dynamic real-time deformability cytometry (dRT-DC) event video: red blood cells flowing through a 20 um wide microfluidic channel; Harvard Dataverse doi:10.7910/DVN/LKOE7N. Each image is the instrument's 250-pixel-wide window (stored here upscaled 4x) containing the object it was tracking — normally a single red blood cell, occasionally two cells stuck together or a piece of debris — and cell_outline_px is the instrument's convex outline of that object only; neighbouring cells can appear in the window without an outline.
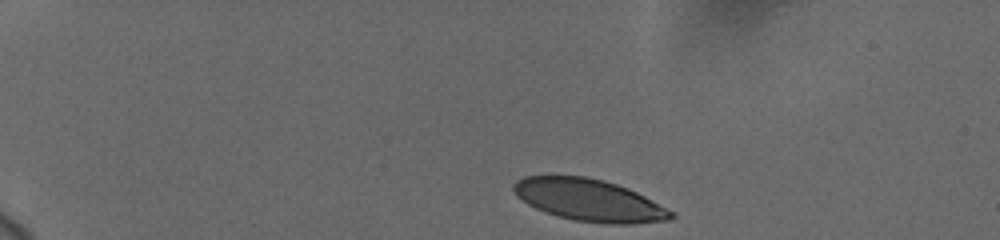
{"species": "human", "species_latin": "Homo sapiens", "temperature_condition": "cold", "stored_images_in_passage": 10, "camera_frame_rate_fps": 3000, "um_per_image_px": 0.085, "donor": {"sex": "female"}, "frame": {"image": 1, "passage_image": 1, "time_ms": 0.0, "image_size_px": [1000, 240], "cell_outline_px": [[676, 216], [668, 220], [632, 224], [612, 224], [576, 220], [556, 216], [544, 212], [528, 204], [516, 196], [512, 188], [512, 184], [516, 180], [524, 176], [584, 176], [604, 180], [628, 188], [676, 212]], "centroid_in_image_um": [50.08, 17.01], "position_along_channel_um": 34.9, "area_um2": 38.61}}
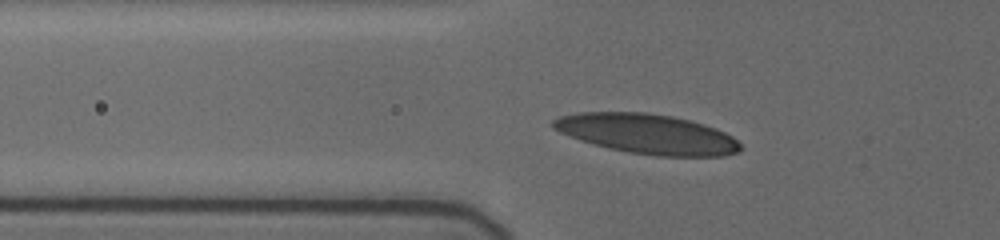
{"frame": {"image": 2, "passage_image": 7, "time_ms": 3.333, "image_size_px": [1000, 240], "cell_outline_px": [[744, 148], [740, 152], [724, 156], [660, 156], [628, 152], [608, 148], [592, 144], [580, 140], [560, 132], [552, 128], [552, 120], [560, 116], [580, 112], [644, 112], [672, 116], [688, 120], [716, 128], [732, 136]], "centroid_in_image_um": [55.03, 11.39], "position_along_channel_um": 70.8, "area_um2": 43.47}}
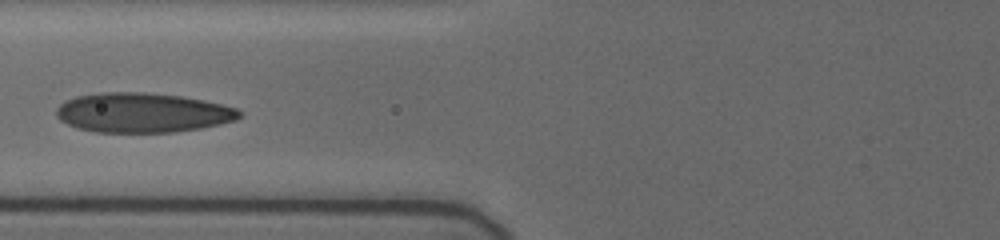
{"frame": {"image": 3, "passage_image": 9, "time_ms": 4.667, "image_size_px": [1000, 240], "cell_outline_px": [[244, 112], [236, 120], [200, 128], [172, 132], [96, 132], [76, 128], [60, 120], [56, 116], [56, 108], [64, 100], [76, 96], [100, 92], [144, 92], [180, 96], [204, 100], [236, 108]], "centroid_in_image_um": [12.08, 9.57], "position_along_channel_um": 113.7, "area_um2": 42.37}}